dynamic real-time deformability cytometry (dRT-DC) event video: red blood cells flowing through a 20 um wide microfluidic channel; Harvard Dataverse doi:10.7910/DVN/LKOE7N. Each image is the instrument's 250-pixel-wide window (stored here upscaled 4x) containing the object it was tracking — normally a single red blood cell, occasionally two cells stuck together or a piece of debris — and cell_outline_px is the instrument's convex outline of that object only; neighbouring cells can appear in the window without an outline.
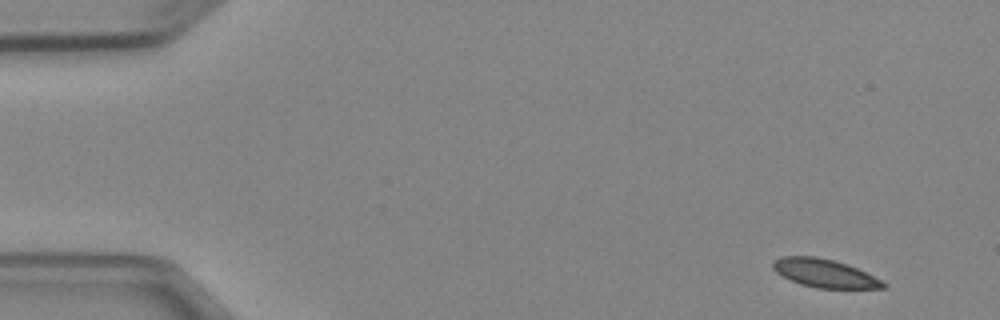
{"species": "Egyptian fruit bat (a non-hibernating species)", "species_latin": "Rousettus aegyptiacus", "temperature_condition": "cold", "stored_images_in_passage": 4, "camera_frame_rate_fps": 3000, "um_per_image_px": 0.085, "animal": {"sex": "female"}, "frame": {"image": 1, "passage_image": 1, "time_ms": 0.0, "image_size_px": [1000, 320], "cell_outline_px": [[888, 284], [884, 288], [816, 288], [800, 284], [776, 272], [772, 268], [772, 260], [780, 256], [816, 256], [848, 264]], "centroid_in_image_um": [70.04, 23.21], "position_along_channel_um": 15.0, "area_um2": 18.03}}
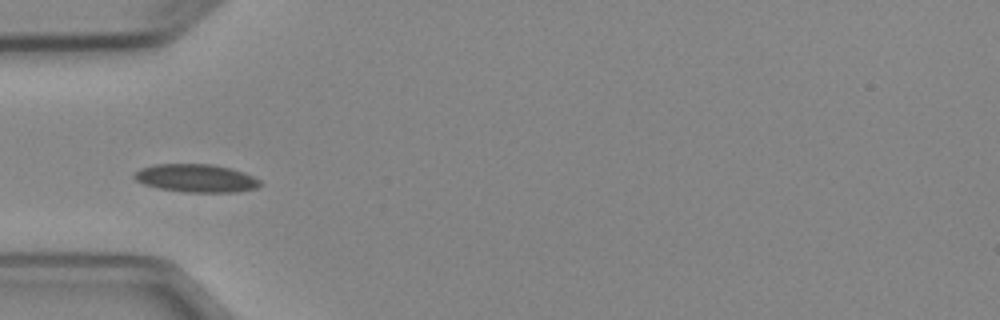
{"frame": {"image": 2, "passage_image": 4, "time_ms": 4.333, "image_size_px": [1000, 320], "cell_outline_px": [[264, 184], [256, 188], [236, 192], [184, 192], [160, 188], [144, 184], [136, 180], [132, 176], [140, 168], [156, 164], [212, 164], [232, 168], [244, 172], [260, 180]], "centroid_in_image_um": [16.7, 15.14], "position_along_channel_um": 68.3, "area_um2": 20.63}}